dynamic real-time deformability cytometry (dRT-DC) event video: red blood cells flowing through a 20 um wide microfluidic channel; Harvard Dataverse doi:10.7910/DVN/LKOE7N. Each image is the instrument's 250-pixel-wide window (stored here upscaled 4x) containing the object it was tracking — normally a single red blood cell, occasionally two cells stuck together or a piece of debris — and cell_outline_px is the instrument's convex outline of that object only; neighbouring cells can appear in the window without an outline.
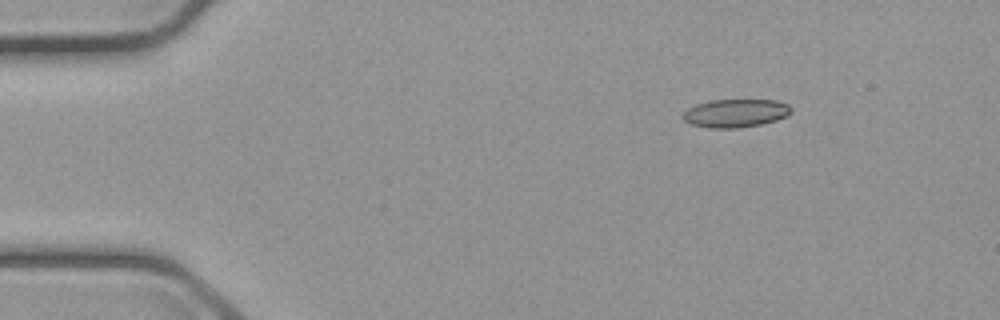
{"species": "common noctule bat (a hibernating species)", "species_latin": "Nyctalus noctula", "temperature_condition": "cold", "stored_images_in_passage": 5, "camera_frame_rate_fps": 3000, "um_per_image_px": 0.085, "animal": {"sex": "male", "body_mass_g": 23.1, "forearm_length_mm": 52.7}, "frame": {"image": 1, "passage_image": 1, "time_ms": 0.0, "image_size_px": [1000, 320], "cell_outline_px": [[792, 112], [788, 116], [776, 120], [760, 124], [736, 128], [708, 128], [692, 124], [684, 120], [684, 112], [688, 108], [696, 104], [712, 100], [776, 100], [788, 104], [792, 108]], "centroid_in_image_um": [62.56, 9.61], "position_along_channel_um": 22.4, "area_um2": 17.74}}
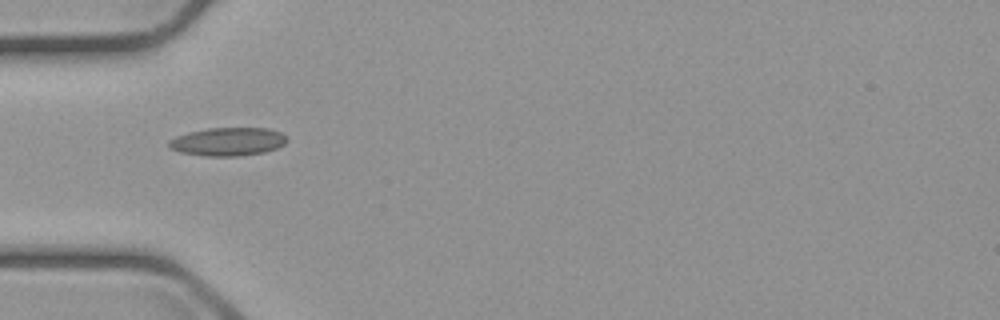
{"frame": {"image": 2, "passage_image": 4, "time_ms": 3.333, "image_size_px": [1000, 320], "cell_outline_px": [[288, 140], [284, 144], [276, 148], [264, 152], [240, 156], [204, 156], [180, 152], [168, 148], [168, 140], [176, 136], [188, 132], [208, 128], [268, 128], [280, 132], [288, 136]], "centroid_in_image_um": [19.36, 12.04], "position_along_channel_um": 65.6, "area_um2": 19.65}}
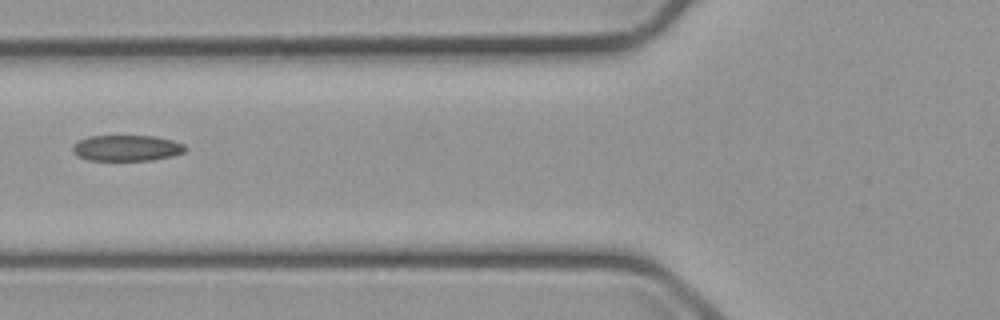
{"frame": {"image": 3, "passage_image": 5, "time_ms": 4.667, "image_size_px": [1000, 320], "cell_outline_px": [[188, 148], [184, 152], [172, 156], [152, 160], [88, 160], [76, 156], [72, 152], [72, 144], [88, 136], [156, 136], [172, 140], [184, 144]], "centroid_in_image_um": [10.76, 12.58], "position_along_channel_um": 115.0, "area_um2": 17.17}}